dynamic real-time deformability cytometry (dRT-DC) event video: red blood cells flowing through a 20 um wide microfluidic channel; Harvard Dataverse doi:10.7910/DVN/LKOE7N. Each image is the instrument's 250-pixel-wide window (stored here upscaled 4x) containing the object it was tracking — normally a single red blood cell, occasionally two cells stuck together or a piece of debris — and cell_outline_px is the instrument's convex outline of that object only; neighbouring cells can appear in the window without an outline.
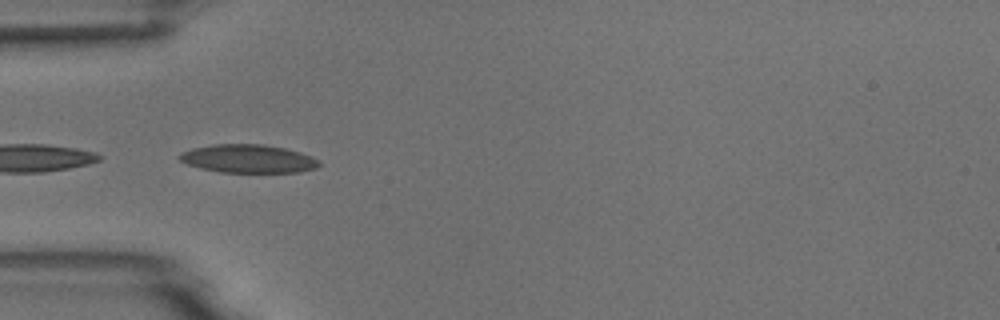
{"species": "common noctule bat (a hibernating species)", "species_latin": "Nyctalus noctula", "temperature_condition": "room temperature", "stored_images_in_passage": 5, "camera_frame_rate_fps": 3000, "um_per_image_px": 0.085, "animal": {"sex": "male", "body_mass_g": 18.8}, "frame": {"image": 1, "passage_image": 3, "time_ms": 2.667, "image_size_px": [1000, 320], "cell_outline_px": [[320, 164], [316, 168], [300, 172], [220, 172], [200, 168], [188, 164], [180, 160], [176, 156], [180, 152], [192, 148], [212, 144], [264, 144], [284, 148], [300, 152], [320, 160]], "centroid_in_image_um": [21.07, 13.48], "position_along_channel_um": 63.9, "area_um2": 23.12}}